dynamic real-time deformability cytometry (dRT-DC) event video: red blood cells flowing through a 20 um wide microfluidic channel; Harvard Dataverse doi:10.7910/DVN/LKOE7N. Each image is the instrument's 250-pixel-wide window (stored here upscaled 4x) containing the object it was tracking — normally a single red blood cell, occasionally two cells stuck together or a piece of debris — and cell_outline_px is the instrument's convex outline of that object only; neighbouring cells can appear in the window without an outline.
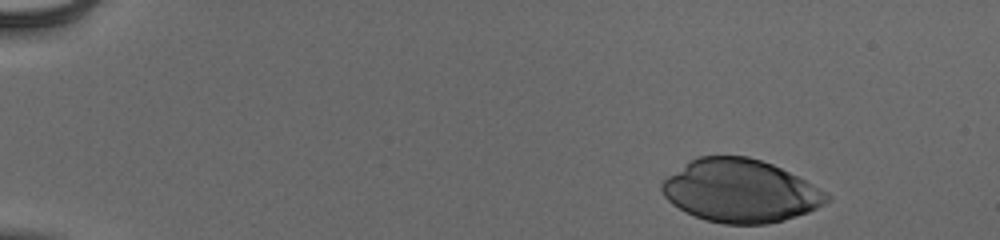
{"species": "human", "species_latin": "Homo sapiens", "temperature_condition": "cold", "stored_images_in_passage": 41, "camera_frame_rate_fps": 3000, "um_per_image_px": 0.085, "donor": {"sex": "male"}, "frame": {"image": 1, "passage_image": 1, "time_ms": 0.0, "image_size_px": [1000, 240], "cell_outline_px": [[832, 200], [808, 212], [784, 220], [768, 224], [724, 224], [704, 220], [684, 212], [672, 204], [664, 196], [660, 188], [660, 184], [668, 176], [692, 160], [700, 156], [748, 156], [772, 164], [812, 184], [832, 196]], "centroid_in_image_um": [62.92, 16.25], "position_along_channel_um": 22.1, "area_um2": 60.23}}